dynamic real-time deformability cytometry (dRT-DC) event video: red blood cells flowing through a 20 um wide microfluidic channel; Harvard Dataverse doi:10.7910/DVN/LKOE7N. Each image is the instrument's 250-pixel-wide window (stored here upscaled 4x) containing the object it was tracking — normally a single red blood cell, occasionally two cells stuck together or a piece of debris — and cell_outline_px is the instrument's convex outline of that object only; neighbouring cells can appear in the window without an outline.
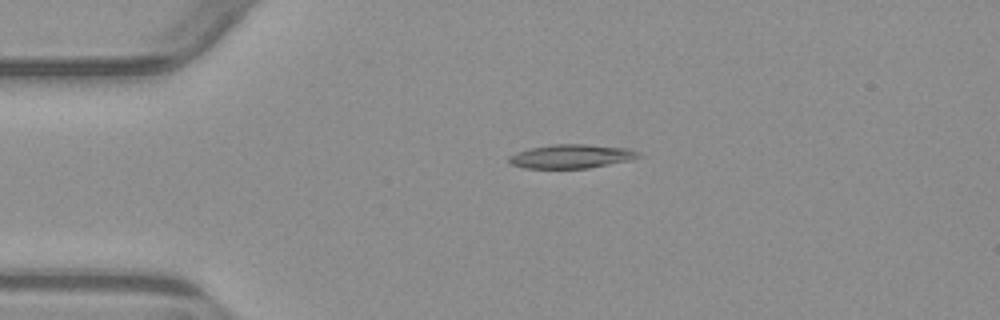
{"species": "common noctule bat (a hibernating species)", "species_latin": "Nyctalus noctula", "temperature_condition": "warm", "stored_images_in_passage": 4, "camera_frame_rate_fps": 3000, "um_per_image_px": 0.085, "animal": {"sex": "male", "body_mass_g": 23.1, "forearm_length_mm": 52.7}, "frame": {"image": 1, "passage_image": 3, "time_ms": 2.667, "image_size_px": [1000, 320], "cell_outline_px": [[644, 156], [632, 160], [588, 168], [524, 168], [512, 164], [508, 160], [508, 156], [516, 152], [532, 148], [552, 144], [588, 144], [628, 148], [640, 152]], "centroid_in_image_um": [48.62, 13.28], "position_along_channel_um": 36.4, "area_um2": 18.15}}